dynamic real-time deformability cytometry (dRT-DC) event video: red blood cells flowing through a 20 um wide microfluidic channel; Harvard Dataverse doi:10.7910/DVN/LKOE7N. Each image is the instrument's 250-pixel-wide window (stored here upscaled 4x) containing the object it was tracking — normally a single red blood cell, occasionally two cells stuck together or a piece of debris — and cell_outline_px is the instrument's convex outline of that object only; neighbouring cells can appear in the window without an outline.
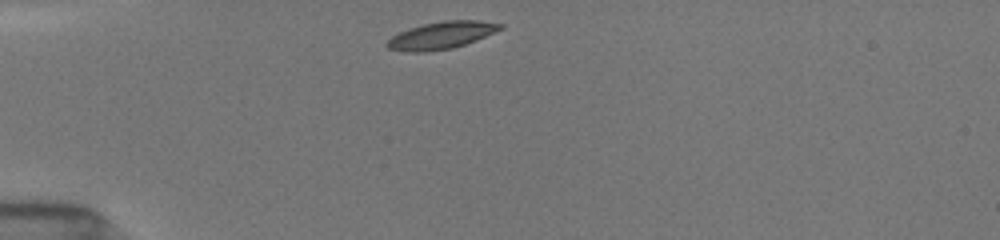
{"species": "common noctule bat (a hibernating species)", "species_latin": "Nyctalus noctula", "temperature_condition": "room temperature", "stored_images_in_passage": 60, "camera_frame_rate_fps": 3000, "um_per_image_px": 0.085, "animal": {"sex": "female", "body_mass_g": 19.5, "forearm_length_mm": 54.1}, "frame": {"image": 1, "passage_image": 1, "time_ms": 0.0, "image_size_px": [1000, 240], "cell_outline_px": [[504, 28], [496, 32], [476, 40], [452, 48], [420, 52], [408, 52], [388, 48], [384, 44], [392, 36], [408, 28], [424, 24], [444, 20], [476, 20], [504, 24]], "centroid_in_image_um": [37.53, 2.99], "position_along_channel_um": 47.5, "area_um2": 17.92}}
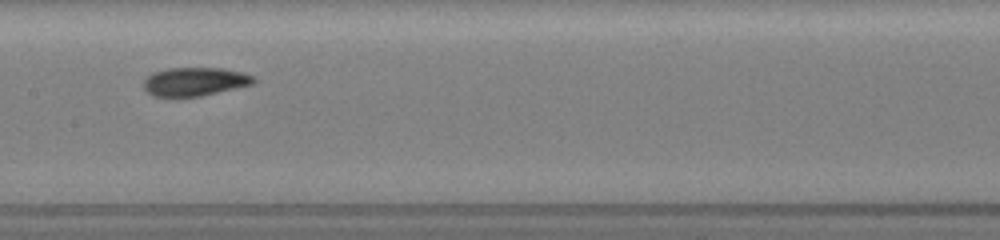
{"frame": {"image": 2, "passage_image": 21, "time_ms": 4.333, "image_size_px": [1000, 240], "cell_outline_px": [[256, 80], [252, 84], [236, 88], [200, 96], [176, 100], [152, 96], [144, 92], [144, 80], [152, 72], [168, 68], [220, 68], [240, 72], [256, 76]], "centroid_in_image_um": [16.47, 6.98], "position_along_channel_um": 190.9, "area_um2": 18.96}}
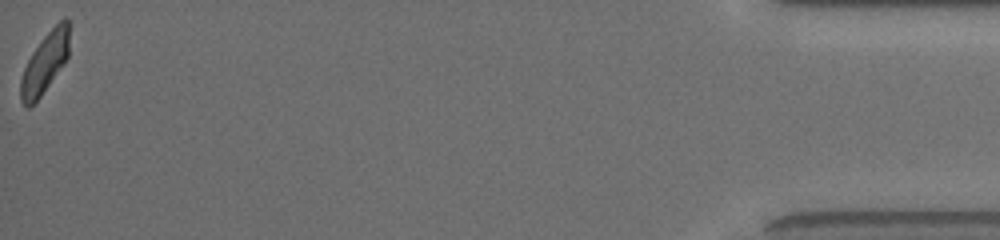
{"frame": {"image": 3, "passage_image": 60, "time_ms": 12.667, "image_size_px": [1000, 240], "cell_outline_px": [[68, 56], [64, 64], [40, 96], [28, 108], [20, 100], [20, 80], [24, 68], [32, 52], [44, 36], [60, 20], [68, 20]], "centroid_in_image_um": [3.79, 5.37], "position_along_channel_um": 431.4, "area_um2": 16.65}, "authors_computed_cell_mechanics": {"area_um2": 18.207, "velocity_mm_per_s": 3.928, "shape_relaxation_time_tau1_ms": 2.7173, "shape_relaxation_time_tau2_ms": 1.8821, "deformation_change_tau1": 0.1319, "deformation_change_tau2": 0.0672}}